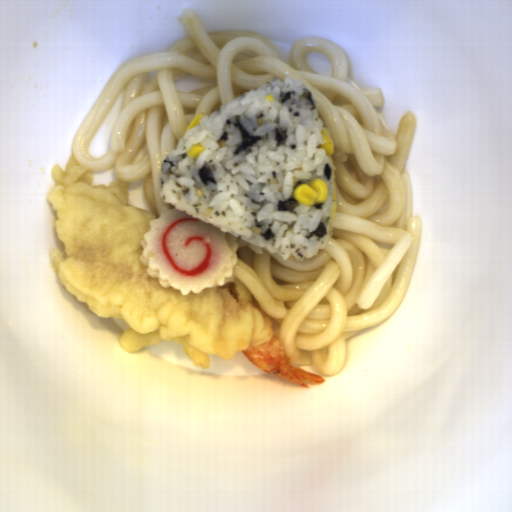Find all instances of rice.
<instances>
[{
  "label": "rice",
  "mask_w": 512,
  "mask_h": 512,
  "mask_svg": "<svg viewBox=\"0 0 512 512\" xmlns=\"http://www.w3.org/2000/svg\"><path fill=\"white\" fill-rule=\"evenodd\" d=\"M303 80L274 77L246 91L188 129L161 161L159 194L248 243L255 254L310 260L333 236L336 166L327 156L317 100ZM204 151L187 156L192 145ZM322 178L328 199L306 206L296 186Z\"/></svg>",
  "instance_id": "652b925c"
}]
</instances>
